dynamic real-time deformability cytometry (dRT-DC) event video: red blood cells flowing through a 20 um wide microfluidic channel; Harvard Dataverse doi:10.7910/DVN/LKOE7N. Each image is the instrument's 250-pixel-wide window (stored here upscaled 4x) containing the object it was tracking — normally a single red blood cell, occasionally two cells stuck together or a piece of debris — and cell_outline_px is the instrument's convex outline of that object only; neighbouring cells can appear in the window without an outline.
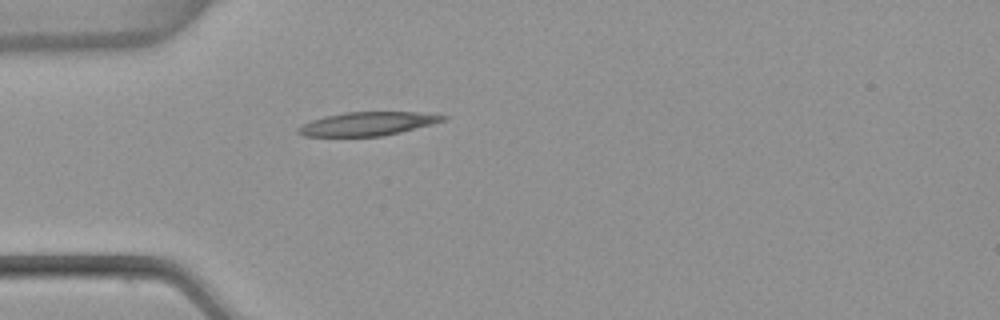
{"species": "common noctule bat (a hibernating species)", "species_latin": "Nyctalus noctula", "temperature_condition": "warm", "stored_images_in_passage": 1, "camera_frame_rate_fps": 3000, "um_per_image_px": 0.085, "animal": {"sex": "female", "body_mass_g": 22.7, "forearm_length_mm": 54.2}, "frame": {"image": 1, "passage_image": 1, "time_ms": 0.0, "image_size_px": [1000, 320], "cell_outline_px": [[448, 116], [444, 120], [432, 124], [400, 132], [380, 136], [304, 136], [296, 132], [296, 128], [312, 120], [324, 116], [344, 112], [416, 112]], "centroid_in_image_um": [31.2, 10.52], "position_along_channel_um": 53.8, "area_um2": 19.71}}